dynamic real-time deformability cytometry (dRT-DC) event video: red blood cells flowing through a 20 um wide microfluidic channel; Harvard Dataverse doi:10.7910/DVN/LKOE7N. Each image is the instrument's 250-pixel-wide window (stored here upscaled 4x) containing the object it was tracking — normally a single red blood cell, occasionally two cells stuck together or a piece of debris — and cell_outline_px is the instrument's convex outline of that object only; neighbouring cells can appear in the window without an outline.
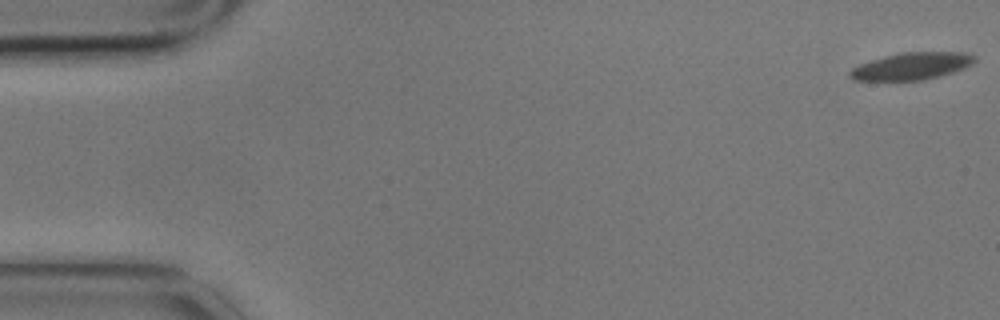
{"species": "common noctule bat (a hibernating species)", "species_latin": "Nyctalus noctula", "temperature_condition": "cold", "stored_images_in_passage": 5, "camera_frame_rate_fps": 3000, "um_per_image_px": 0.085, "animal": {"sex": "male", "body_mass_g": 17.9}, "frame": {"image": 1, "passage_image": 1, "time_ms": 0.0, "image_size_px": [1000, 320], "cell_outline_px": [[976, 60], [972, 64], [964, 68], [940, 76], [924, 80], [852, 80], [848, 76], [848, 72], [852, 68], [860, 64], [884, 56], [900, 52], [964, 52], [976, 56]], "centroid_in_image_um": [77.49, 5.62], "position_along_channel_um": 7.5, "area_um2": 19.77}}
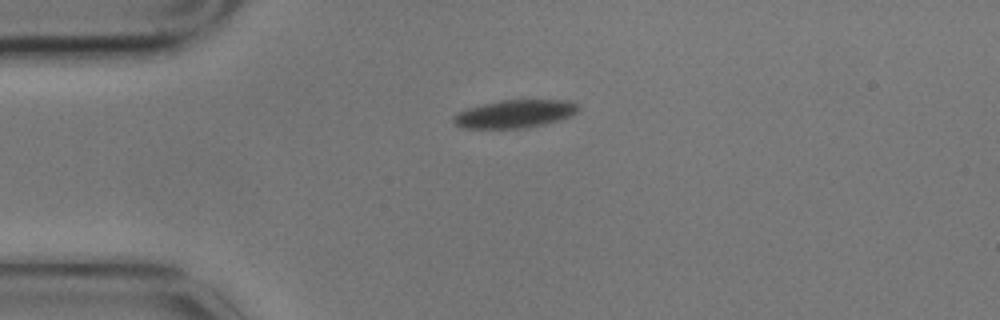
{"frame": {"image": 2, "passage_image": 4, "time_ms": 1.0, "image_size_px": [1000, 320], "cell_outline_px": [[580, 108], [572, 116], [544, 124], [524, 128], [460, 128], [452, 120], [452, 116], [468, 108], [500, 100], [568, 100], [580, 104]], "centroid_in_image_um": [43.79, 9.67], "position_along_channel_um": 41.2, "area_um2": 20.35}}